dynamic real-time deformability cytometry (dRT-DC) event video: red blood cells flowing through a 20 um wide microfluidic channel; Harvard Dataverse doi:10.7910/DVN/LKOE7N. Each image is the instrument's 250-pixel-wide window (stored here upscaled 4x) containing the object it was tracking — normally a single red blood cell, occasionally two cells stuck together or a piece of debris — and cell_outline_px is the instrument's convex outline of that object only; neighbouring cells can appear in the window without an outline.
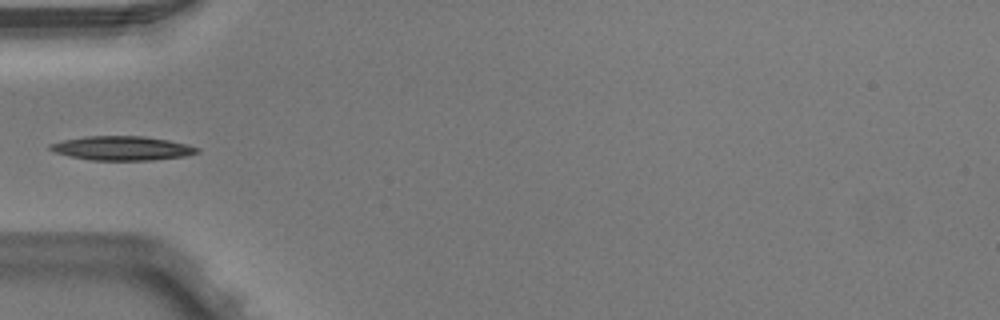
{"species": "Egyptian fruit bat (a non-hibernating species)", "species_latin": "Rousettus aegyptiacus", "temperature_condition": "warm", "stored_images_in_passage": 5, "camera_frame_rate_fps": 3000, "um_per_image_px": 0.085, "animal": {"sex": "male"}, "frame": {"image": 1, "passage_image": 5, "time_ms": 1.333, "image_size_px": [1000, 320], "cell_outline_px": [[200, 152], [184, 156], [152, 160], [92, 160], [72, 156], [56, 152], [48, 148], [48, 144], [64, 140], [84, 136], [144, 136], [168, 140], [188, 144], [200, 148]], "centroid_in_image_um": [10.41, 12.59], "position_along_channel_um": 74.6, "area_um2": 20.58}}